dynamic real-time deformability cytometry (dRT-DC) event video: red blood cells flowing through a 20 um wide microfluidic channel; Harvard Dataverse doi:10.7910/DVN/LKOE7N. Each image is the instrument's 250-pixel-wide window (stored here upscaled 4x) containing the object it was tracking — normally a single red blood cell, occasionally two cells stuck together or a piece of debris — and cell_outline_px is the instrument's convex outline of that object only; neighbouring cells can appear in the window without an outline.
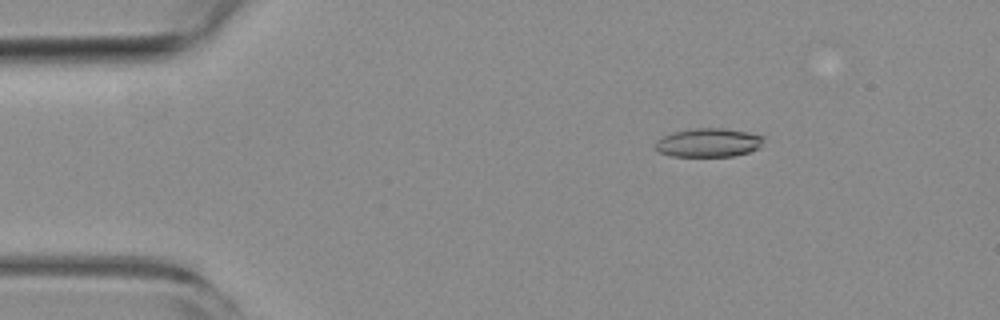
{"species": "common noctule bat (a hibernating species)", "species_latin": "Nyctalus noctula", "temperature_condition": "room temperature", "stored_images_in_passage": 56, "segment_of_instrument_passage": [1, 2], "camera_frame_rate_fps": 3000, "um_per_image_px": 0.085, "animal": {"sex": "female", "body_mass_g": 19.3, "forearm_length_mm": 54.1}, "frame": {"image": 1, "passage_image": 9, "time_ms": 2.667, "image_size_px": [1000, 320], "cell_outline_px": [[764, 140], [760, 148], [748, 152], [732, 156], [672, 156], [660, 152], [652, 144], [656, 140], [672, 132], [696, 128], [724, 128], [748, 132], [764, 136]], "centroid_in_image_um": [60.22, 12.12], "position_along_channel_um": 24.8, "area_um2": 18.21}}
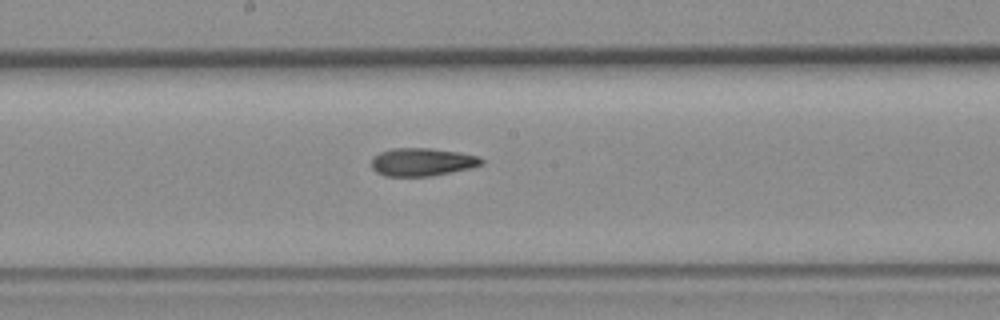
{"frame": {"image": 2, "passage_image": 29, "time_ms": 9.333, "image_size_px": [1000, 320], "cell_outline_px": [[484, 164], [472, 168], [432, 176], [384, 176], [376, 172], [372, 168], [372, 156], [380, 152], [392, 148], [432, 148], [460, 152], [480, 156], [484, 160]], "centroid_in_image_um": [35.91, 13.76], "position_along_channel_um": 212.3, "area_um2": 18.26}}
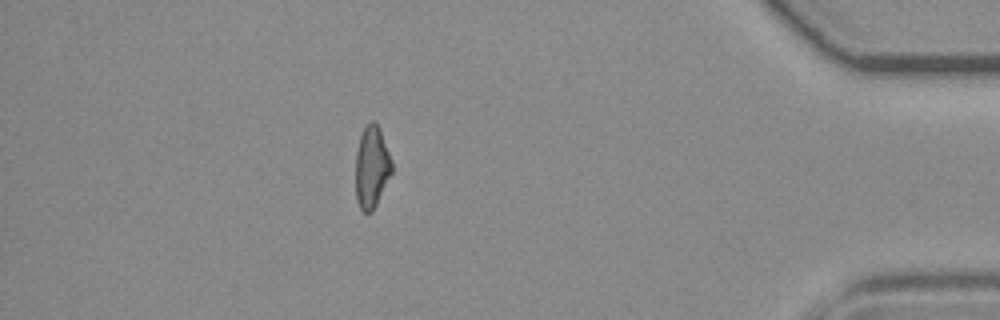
{"frame": {"image": 3, "passage_image": 48, "time_ms": 15.667, "image_size_px": [1000, 320], "cell_outline_px": [[392, 172], [372, 212], [364, 212], [360, 208], [356, 200], [356, 152], [360, 136], [364, 128], [372, 120], [380, 128], [392, 160]], "centroid_in_image_um": [31.59, 14.2], "position_along_channel_um": 403.6, "area_um2": 17.17}}